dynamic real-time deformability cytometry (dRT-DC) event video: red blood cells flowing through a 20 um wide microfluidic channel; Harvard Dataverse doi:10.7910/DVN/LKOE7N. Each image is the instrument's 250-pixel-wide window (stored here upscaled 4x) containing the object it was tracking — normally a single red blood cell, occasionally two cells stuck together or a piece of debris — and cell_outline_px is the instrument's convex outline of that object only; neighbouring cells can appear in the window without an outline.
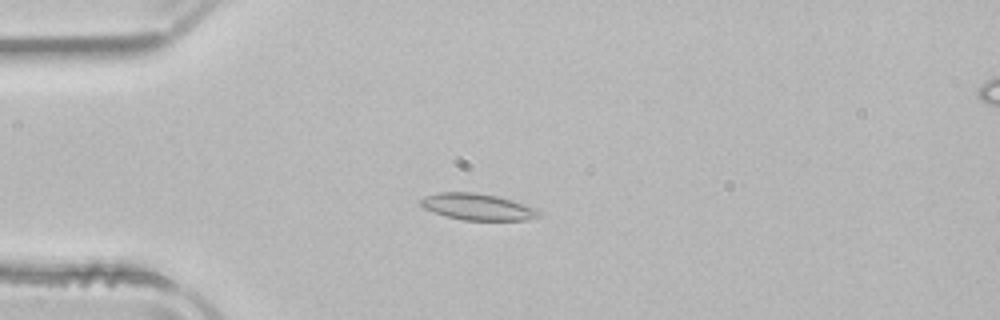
{"species": "common noctule bat (a hibernating species)", "species_latin": "Nyctalus noctula", "temperature_condition": "room temperature", "stored_images_in_passage": 52, "camera_frame_rate_fps": 3000, "um_per_image_px": 0.085, "animal": {"sex": "male", "body_mass_g": 21.5, "forearm_length_mm": 52.0}, "frame": {"image": 1, "passage_image": 14, "time_ms": 4.333, "image_size_px": [1000, 320], "cell_outline_px": [[544, 212], [540, 216], [524, 220], [464, 220], [448, 216], [424, 208], [420, 204], [420, 200], [424, 196], [436, 192], [476, 192], [496, 196], [512, 200], [536, 208]], "centroid_in_image_um": [40.62, 17.57], "position_along_channel_um": 44.4, "area_um2": 18.21}}
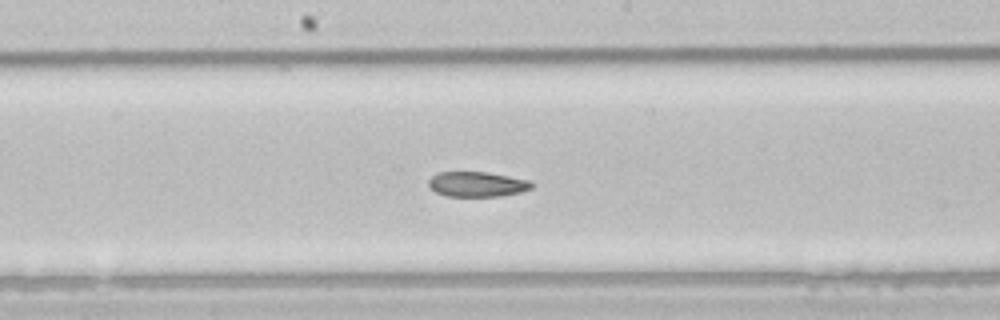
{"frame": {"image": 2, "passage_image": 28, "time_ms": 9.0, "image_size_px": [1000, 320], "cell_outline_px": [[536, 184], [532, 188], [520, 192], [500, 196], [448, 196], [436, 192], [428, 184], [428, 180], [436, 172], [488, 172], [528, 180]], "centroid_in_image_um": [40.57, 15.65], "position_along_channel_um": 207.6, "area_um2": 15.03}}
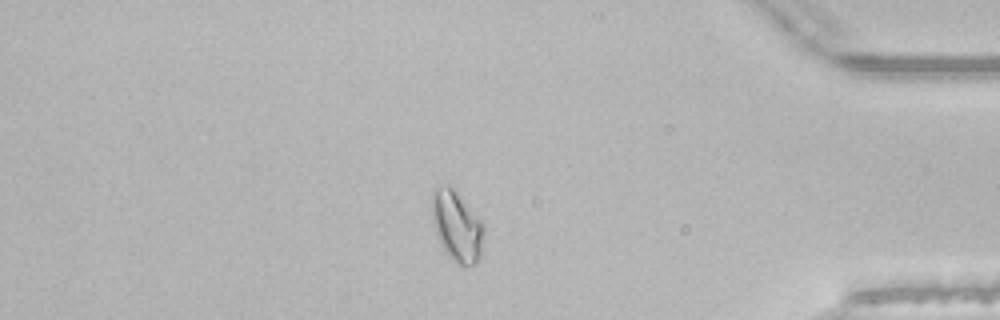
{"frame": {"image": 3, "passage_image": 45, "time_ms": 14.667, "image_size_px": [1000, 320], "cell_outline_px": [[484, 232], [480, 256], [476, 264], [460, 264], [448, 256], [436, 232], [432, 220], [432, 188], [448, 184], [456, 192], [484, 224]], "centroid_in_image_um": [38.83, 19.2], "position_along_channel_um": 396.4, "area_um2": 20.87}, "authors_computed_cell_mechanics": {"area_um2": 17.7157, "velocity_mm_per_s": 3.9247, "shape_relaxation_time_tau1_ms": null, "shape_relaxation_time_tau2_ms": 4.3111, "deformation_change_tau1": null, "deformation_change_tau2": 0.0931}}